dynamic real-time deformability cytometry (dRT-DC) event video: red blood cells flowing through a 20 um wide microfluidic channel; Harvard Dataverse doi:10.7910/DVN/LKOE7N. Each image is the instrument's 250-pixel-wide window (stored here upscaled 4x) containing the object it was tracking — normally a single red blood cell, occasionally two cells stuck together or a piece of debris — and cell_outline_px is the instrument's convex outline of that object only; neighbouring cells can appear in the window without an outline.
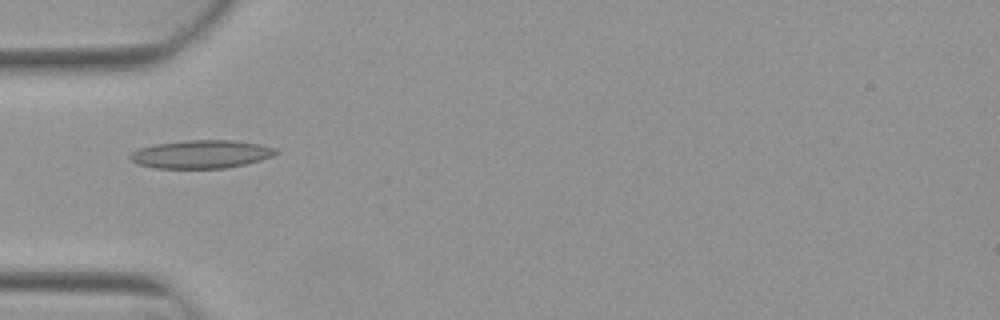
{"species": "Egyptian fruit bat (a non-hibernating species)", "species_latin": "Rousettus aegyptiacus", "temperature_condition": "warm", "stored_images_in_passage": 4, "camera_frame_rate_fps": 3000, "um_per_image_px": 0.085, "animal": {"sex": "female"}, "frame": {"image": 1, "passage_image": 2, "time_ms": 0.333, "image_size_px": [1000, 320], "cell_outline_px": [[280, 152], [272, 156], [248, 164], [224, 168], [156, 168], [136, 164], [128, 156], [132, 152], [140, 148], [156, 144], [184, 140], [232, 140], [260, 144], [276, 148]], "centroid_in_image_um": [17.12, 13.11], "position_along_channel_um": 67.9, "area_um2": 23.99}}
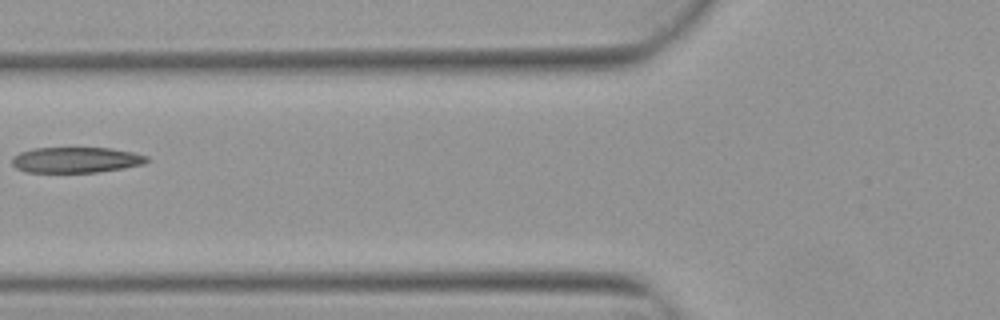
{"frame": {"image": 2, "passage_image": 3, "time_ms": 0.667, "image_size_px": [1000, 320], "cell_outline_px": [[148, 160], [144, 164], [124, 168], [96, 172], [24, 172], [16, 168], [12, 164], [12, 156], [20, 152], [32, 148], [112, 148], [132, 152], [148, 156]], "centroid_in_image_um": [6.44, 13.59], "position_along_channel_um": 119.4, "area_um2": 20.23}}
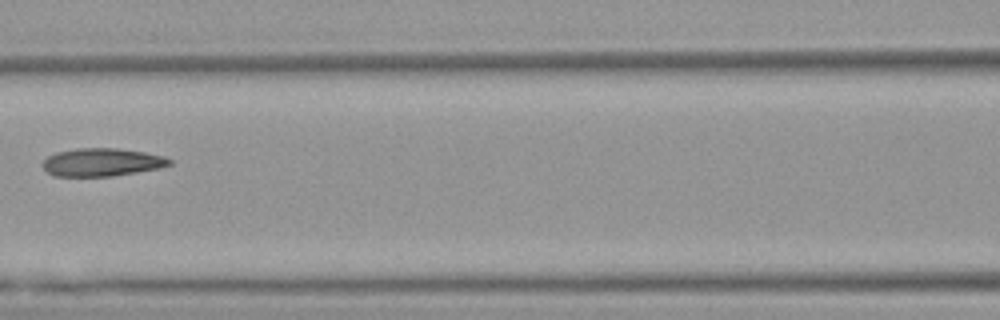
{"frame": {"image": 3, "passage_image": 4, "time_ms": 1.0, "image_size_px": [1000, 320], "cell_outline_px": [[172, 164], [160, 168], [112, 176], [52, 176], [40, 164], [48, 156], [56, 152], [76, 148], [116, 148], [144, 152], [164, 156], [172, 160]], "centroid_in_image_um": [8.65, 13.79], "position_along_channel_um": 158.0, "area_um2": 20.75}}